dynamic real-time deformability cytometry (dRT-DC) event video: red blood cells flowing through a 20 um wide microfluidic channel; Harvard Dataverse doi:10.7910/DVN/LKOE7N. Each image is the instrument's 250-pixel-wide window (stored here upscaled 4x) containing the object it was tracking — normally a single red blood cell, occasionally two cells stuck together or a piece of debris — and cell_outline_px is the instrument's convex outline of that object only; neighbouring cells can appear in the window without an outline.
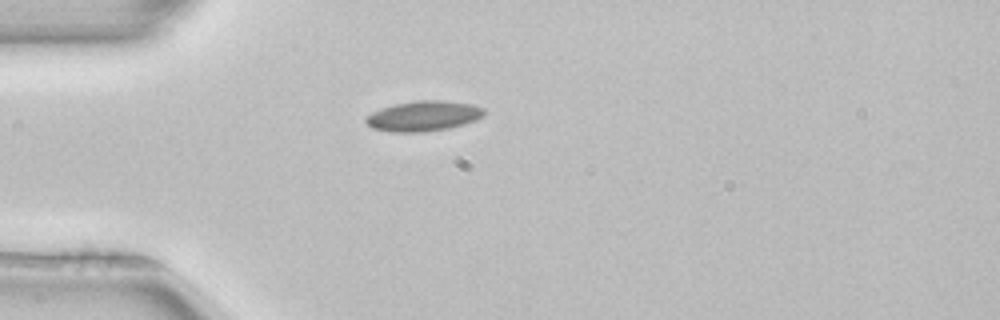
{"species": "common noctule bat (a hibernating species)", "species_latin": "Nyctalus noctula", "temperature_condition": "room temperature", "stored_images_in_passage": 39, "camera_frame_rate_fps": 3000, "um_per_image_px": 0.085, "animal": {"sex": "female", "body_mass_g": 22.7, "forearm_length_mm": 54.2}, "frame": {"image": 1, "passage_image": 1, "time_ms": 0.0, "image_size_px": [1000, 320], "cell_outline_px": [[484, 116], [476, 120], [464, 124], [448, 128], [424, 132], [392, 132], [372, 128], [364, 120], [364, 116], [380, 108], [396, 104], [420, 100], [444, 100], [472, 104], [484, 108]], "centroid_in_image_um": [35.99, 9.86], "position_along_channel_um": 49.0, "area_um2": 20.92}}
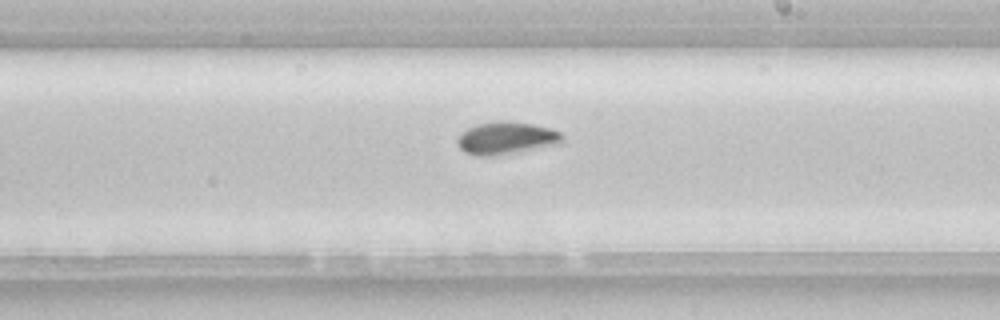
{"frame": {"image": 2, "passage_image": 17, "time_ms": 5.333, "image_size_px": [1000, 320], "cell_outline_px": [[564, 140], [560, 144], [520, 152], [492, 156], [476, 156], [464, 152], [456, 144], [456, 140], [468, 128], [476, 124], [496, 120], [508, 120], [532, 124], [552, 128], [560, 132], [564, 136]], "centroid_in_image_um": [43.06, 11.74], "position_along_channel_um": 245.9, "area_um2": 20.29}, "authors_computed_cell_mechanics": {"area_um2": 18.6116, "velocity_mm_per_s": 3.9536, "shape_relaxation_time_tau1_ms": 4.6353, "shape_relaxation_time_tau2_ms": null, "deformation_change_tau1": 0.0949, "deformation_change_tau2": null}}